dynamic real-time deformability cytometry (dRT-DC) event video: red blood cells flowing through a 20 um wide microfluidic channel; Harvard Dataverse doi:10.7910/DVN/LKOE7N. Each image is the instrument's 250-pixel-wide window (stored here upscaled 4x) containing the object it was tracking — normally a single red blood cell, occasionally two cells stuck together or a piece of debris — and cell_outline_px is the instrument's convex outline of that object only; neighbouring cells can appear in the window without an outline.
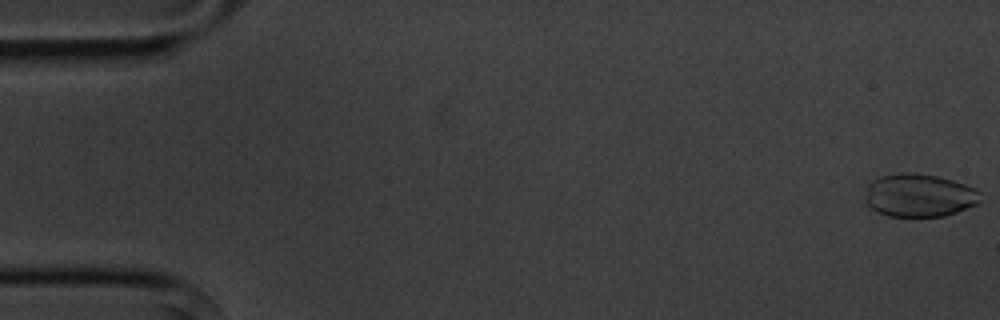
{"species": "common noctule bat (a hibernating species)", "species_latin": "Nyctalus noctula", "temperature_condition": "cold", "stored_images_in_passage": 3, "camera_frame_rate_fps": 3000, "um_per_image_px": 0.085, "animal": {"sex": "male", "body_mass_g": 20.1, "forearm_length_mm": 53.5}, "frame": {"image": 1, "passage_image": 1, "time_ms": 0.0, "image_size_px": [1000, 320], "cell_outline_px": [[980, 200], [976, 204], [956, 212], [944, 216], [888, 216], [876, 212], [864, 200], [864, 196], [868, 184], [872, 180], [880, 176], [900, 172], [916, 172], [936, 176], [952, 180], [976, 188], [980, 192]], "centroid_in_image_um": [78.1, 16.59], "position_along_channel_um": 6.9, "area_um2": 29.07}}